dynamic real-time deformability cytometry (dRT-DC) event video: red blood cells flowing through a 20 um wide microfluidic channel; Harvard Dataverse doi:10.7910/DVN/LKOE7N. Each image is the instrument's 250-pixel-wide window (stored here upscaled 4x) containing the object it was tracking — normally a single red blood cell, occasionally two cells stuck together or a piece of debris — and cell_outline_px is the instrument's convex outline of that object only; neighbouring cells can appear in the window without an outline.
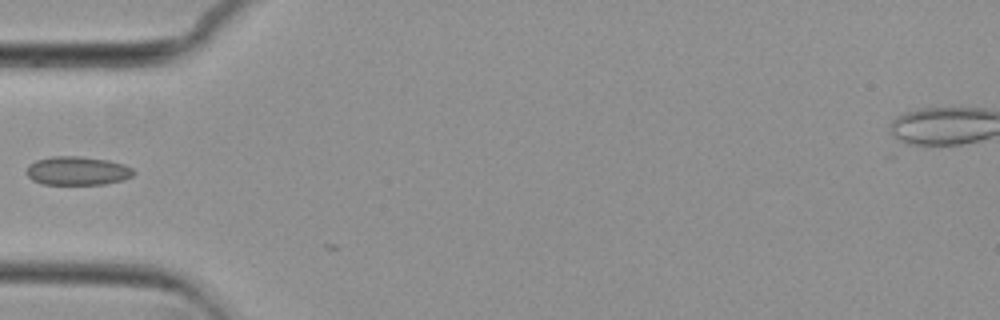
{"species": "common noctule bat (a hibernating species)", "species_latin": "Nyctalus noctula", "temperature_condition": "cold", "stored_images_in_passage": 6, "camera_frame_rate_fps": 3000, "um_per_image_px": 0.085, "animal": {"sex": "female", "body_mass_g": 29.2, "forearm_length_mm": 56.3}, "frame": {"image": 1, "passage_image": 3, "time_ms": 0.667, "image_size_px": [1000, 320], "cell_outline_px": [[136, 172], [132, 176], [124, 180], [104, 184], [44, 184], [32, 180], [28, 176], [28, 164], [36, 160], [52, 156], [80, 156], [108, 160], [124, 164], [132, 168]], "centroid_in_image_um": [6.61, 14.51], "position_along_channel_um": 78.4, "area_um2": 17.92}}